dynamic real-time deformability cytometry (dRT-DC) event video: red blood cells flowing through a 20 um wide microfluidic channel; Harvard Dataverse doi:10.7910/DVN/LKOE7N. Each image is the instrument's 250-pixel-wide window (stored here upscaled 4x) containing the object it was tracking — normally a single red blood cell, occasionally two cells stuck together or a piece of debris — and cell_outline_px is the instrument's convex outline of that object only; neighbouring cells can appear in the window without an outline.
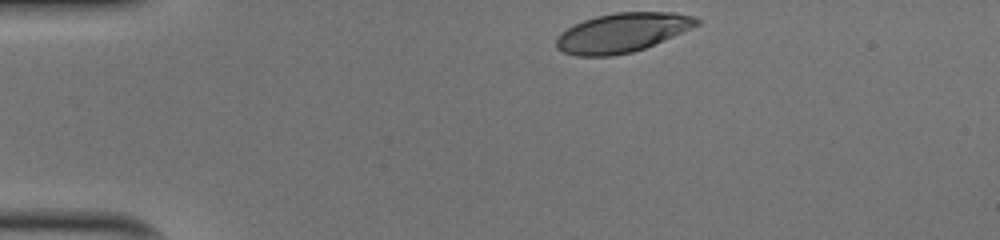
{"species": "human", "species_latin": "Homo sapiens", "temperature_condition": "cold", "stored_images_in_passage": 32, "camera_frame_rate_fps": 3000, "um_per_image_px": 0.085, "donor": {"sex": "male"}, "frame": {"image": 1, "passage_image": 1, "time_ms": 0.0, "image_size_px": [1000, 240], "cell_outline_px": [[700, 24], [644, 48], [632, 52], [612, 56], [576, 56], [564, 52], [556, 48], [556, 40], [560, 32], [584, 20], [596, 16], [616, 12], [676, 12], [696, 16], [700, 20]], "centroid_in_image_um": [52.89, 2.77], "position_along_channel_um": 32.1, "area_um2": 31.96}}
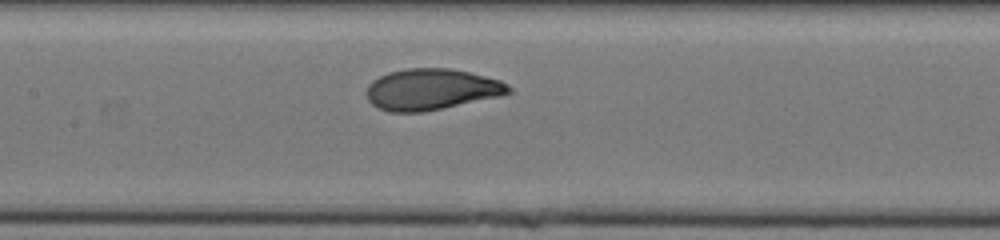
{"frame": {"image": 2, "passage_image": 16, "time_ms": 5.0, "image_size_px": [1000, 240], "cell_outline_px": [[512, 92], [500, 96], [444, 108], [424, 112], [392, 112], [380, 108], [372, 104], [368, 100], [368, 84], [372, 80], [388, 72], [408, 68], [452, 68], [500, 80], [508, 84], [512, 88]], "centroid_in_image_um": [36.69, 7.59], "position_along_channel_um": 170.7, "area_um2": 34.04}}
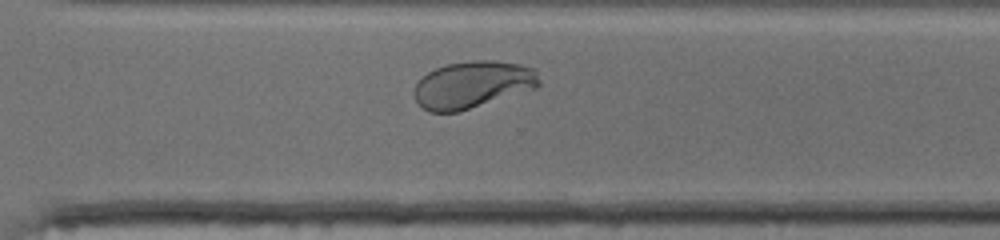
{"frame": {"image": 3, "passage_image": 28, "time_ms": 9.0, "image_size_px": [1000, 240], "cell_outline_px": [[540, 84], [536, 88], [456, 112], [428, 112], [416, 100], [412, 92], [420, 76], [436, 68], [448, 64], [472, 60], [488, 60], [520, 64], [536, 68], [540, 80]], "centroid_in_image_um": [40.16, 7.18], "position_along_channel_um": 330.4, "area_um2": 34.22}, "authors_computed_cell_mechanics": {"area_um2": 33.8419, "velocity_mm_per_s": 4.0017, "shape_relaxation_time_tau1_ms": 2.8686, "shape_relaxation_time_tau2_ms": null, "deformation_change_tau1": 0.1618, "deformation_change_tau2": null}}